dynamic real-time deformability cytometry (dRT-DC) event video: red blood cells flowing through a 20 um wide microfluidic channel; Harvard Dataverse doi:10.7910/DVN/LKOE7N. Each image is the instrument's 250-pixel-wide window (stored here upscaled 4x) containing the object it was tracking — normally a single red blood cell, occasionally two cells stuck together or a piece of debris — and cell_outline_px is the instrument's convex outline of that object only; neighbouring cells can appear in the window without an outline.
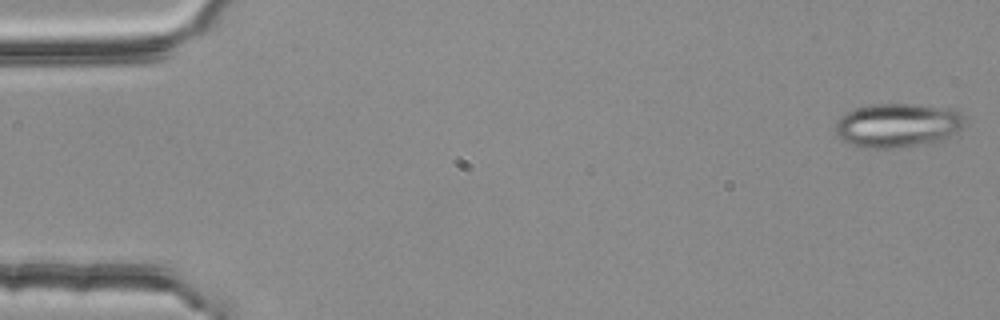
{"species": "common noctule bat (a hibernating species)", "species_latin": "Nyctalus noctula", "temperature_condition": "room temperature", "stored_images_in_passage": 4, "camera_frame_rate_fps": 3000, "um_per_image_px": 0.085, "animal": {"sex": "female", "body_mass_g": 25.1}, "frame": {"image": 1, "passage_image": 1, "time_ms": 0.0, "image_size_px": [1000, 320], "cell_outline_px": [[964, 124], [960, 128], [944, 140], [888, 148], [860, 148], [836, 136], [836, 120], [848, 112], [856, 108], [876, 104], [916, 104], [952, 108], [960, 112], [964, 116]], "centroid_in_image_um": [76.3, 10.63], "position_along_channel_um": 8.7, "area_um2": 32.95}}